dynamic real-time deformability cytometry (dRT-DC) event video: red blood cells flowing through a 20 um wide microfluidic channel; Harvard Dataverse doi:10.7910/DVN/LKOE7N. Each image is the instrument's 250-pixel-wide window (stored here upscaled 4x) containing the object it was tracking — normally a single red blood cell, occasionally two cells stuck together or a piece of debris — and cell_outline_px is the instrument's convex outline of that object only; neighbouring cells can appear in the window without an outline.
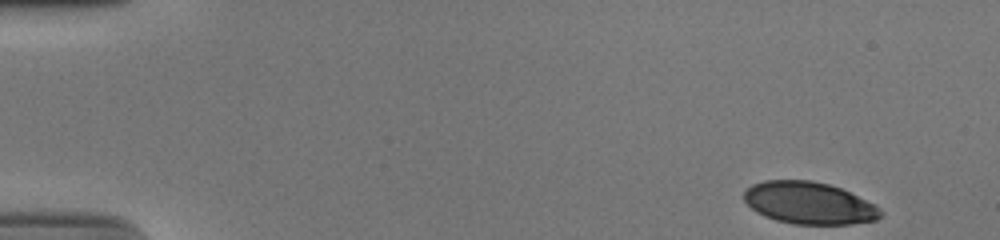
{"species": "human", "species_latin": "Homo sapiens", "temperature_condition": "cold", "stored_images_in_passage": 50, "camera_frame_rate_fps": 3000, "um_per_image_px": 0.085, "donor": {"sex": "male"}, "frame": {"image": 1, "passage_image": 1, "time_ms": 0.0, "image_size_px": [1000, 240], "cell_outline_px": [[884, 212], [876, 220], [852, 224], [792, 224], [776, 220], [764, 216], [756, 212], [744, 200], [744, 192], [752, 184], [764, 180], [812, 180], [828, 184], [840, 188], [876, 204]], "centroid_in_image_um": [68.78, 17.26], "position_along_channel_um": 16.2, "area_um2": 33.64}}
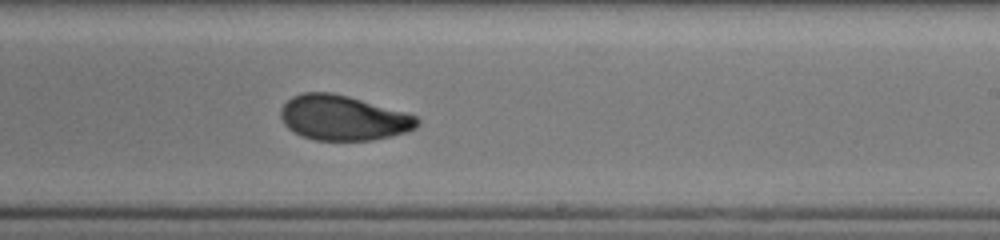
{"frame": {"image": 2, "passage_image": 30, "time_ms": 9.667, "image_size_px": [1000, 240], "cell_outline_px": [[420, 124], [416, 128], [392, 136], [372, 140], [316, 140], [300, 136], [288, 128], [284, 124], [280, 116], [280, 108], [292, 96], [304, 92], [332, 92], [348, 96], [408, 112], [416, 116], [420, 120]], "centroid_in_image_um": [29.18, 10.01], "position_along_channel_um": 259.8, "area_um2": 36.07}}
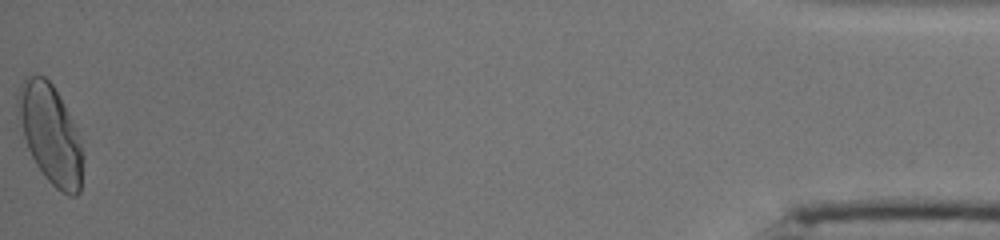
{"frame": {"image": 3, "passage_image": 50, "time_ms": 16.333, "image_size_px": [1000, 240], "cell_outline_px": [[84, 160], [80, 192], [76, 196], [68, 196], [60, 192], [44, 176], [36, 164], [28, 148], [16, 116], [16, 96], [20, 84], [24, 76], [44, 76], [52, 84], [64, 104], [76, 128], [84, 156]], "centroid_in_image_um": [4.27, 11.41], "position_along_channel_um": 430.9, "area_um2": 37.86}, "authors_computed_cell_mechanics": {"area_um2": 35.6626, "velocity_mm_per_s": 3.9047, "shape_relaxation_time_tau1_ms": 6.4713, "shape_relaxation_time_tau2_ms": 1.6005, "deformation_change_tau1": 0.1946, "deformation_change_tau2": 0.058}}